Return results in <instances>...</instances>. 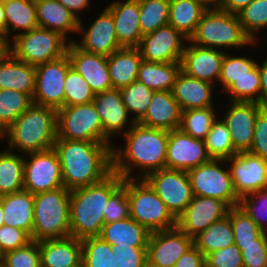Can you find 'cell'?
Wrapping results in <instances>:
<instances>
[{
  "label": "cell",
  "mask_w": 267,
  "mask_h": 267,
  "mask_svg": "<svg viewBox=\"0 0 267 267\" xmlns=\"http://www.w3.org/2000/svg\"><path fill=\"white\" fill-rule=\"evenodd\" d=\"M168 136V130L135 123L123 134L124 147L118 148L115 141L113 143L112 172L123 179H144L148 174L166 168ZM136 169L140 176L133 175Z\"/></svg>",
  "instance_id": "6da1fadb"
},
{
  "label": "cell",
  "mask_w": 267,
  "mask_h": 267,
  "mask_svg": "<svg viewBox=\"0 0 267 267\" xmlns=\"http://www.w3.org/2000/svg\"><path fill=\"white\" fill-rule=\"evenodd\" d=\"M112 143L56 139L53 149L67 190L103 181L112 173Z\"/></svg>",
  "instance_id": "7a4b0ae2"
},
{
  "label": "cell",
  "mask_w": 267,
  "mask_h": 267,
  "mask_svg": "<svg viewBox=\"0 0 267 267\" xmlns=\"http://www.w3.org/2000/svg\"><path fill=\"white\" fill-rule=\"evenodd\" d=\"M122 184L123 178L112 172L99 183L71 190L70 236L80 240L99 236L109 198Z\"/></svg>",
  "instance_id": "3957f363"
},
{
  "label": "cell",
  "mask_w": 267,
  "mask_h": 267,
  "mask_svg": "<svg viewBox=\"0 0 267 267\" xmlns=\"http://www.w3.org/2000/svg\"><path fill=\"white\" fill-rule=\"evenodd\" d=\"M56 138L57 109L35 103L6 129L4 136L6 149L23 155L53 148Z\"/></svg>",
  "instance_id": "277c9868"
},
{
  "label": "cell",
  "mask_w": 267,
  "mask_h": 267,
  "mask_svg": "<svg viewBox=\"0 0 267 267\" xmlns=\"http://www.w3.org/2000/svg\"><path fill=\"white\" fill-rule=\"evenodd\" d=\"M189 42L225 52L256 45L244 32L238 15L222 10L220 7H208L205 10Z\"/></svg>",
  "instance_id": "5b68a950"
},
{
  "label": "cell",
  "mask_w": 267,
  "mask_h": 267,
  "mask_svg": "<svg viewBox=\"0 0 267 267\" xmlns=\"http://www.w3.org/2000/svg\"><path fill=\"white\" fill-rule=\"evenodd\" d=\"M70 194L64 186L34 194L31 240L40 242L70 236Z\"/></svg>",
  "instance_id": "8992f818"
},
{
  "label": "cell",
  "mask_w": 267,
  "mask_h": 267,
  "mask_svg": "<svg viewBox=\"0 0 267 267\" xmlns=\"http://www.w3.org/2000/svg\"><path fill=\"white\" fill-rule=\"evenodd\" d=\"M130 217L152 233L176 227V218L144 179H123Z\"/></svg>",
  "instance_id": "52a82bcc"
},
{
  "label": "cell",
  "mask_w": 267,
  "mask_h": 267,
  "mask_svg": "<svg viewBox=\"0 0 267 267\" xmlns=\"http://www.w3.org/2000/svg\"><path fill=\"white\" fill-rule=\"evenodd\" d=\"M69 41L60 33L37 27L9 42V52L18 60L37 66L67 54Z\"/></svg>",
  "instance_id": "ba28073f"
},
{
  "label": "cell",
  "mask_w": 267,
  "mask_h": 267,
  "mask_svg": "<svg viewBox=\"0 0 267 267\" xmlns=\"http://www.w3.org/2000/svg\"><path fill=\"white\" fill-rule=\"evenodd\" d=\"M56 139L112 143L103 134L102 121L93 102L57 109Z\"/></svg>",
  "instance_id": "9c48e42d"
},
{
  "label": "cell",
  "mask_w": 267,
  "mask_h": 267,
  "mask_svg": "<svg viewBox=\"0 0 267 267\" xmlns=\"http://www.w3.org/2000/svg\"><path fill=\"white\" fill-rule=\"evenodd\" d=\"M187 173L194 196L217 198L226 202L230 207L239 206L240 199L234 191L226 160L211 159L207 163L188 170Z\"/></svg>",
  "instance_id": "30bf717a"
},
{
  "label": "cell",
  "mask_w": 267,
  "mask_h": 267,
  "mask_svg": "<svg viewBox=\"0 0 267 267\" xmlns=\"http://www.w3.org/2000/svg\"><path fill=\"white\" fill-rule=\"evenodd\" d=\"M144 180L177 218L193 199L187 171L163 168L148 174Z\"/></svg>",
  "instance_id": "8fae6325"
},
{
  "label": "cell",
  "mask_w": 267,
  "mask_h": 267,
  "mask_svg": "<svg viewBox=\"0 0 267 267\" xmlns=\"http://www.w3.org/2000/svg\"><path fill=\"white\" fill-rule=\"evenodd\" d=\"M63 186L61 165L53 148L25 154L24 190L38 194Z\"/></svg>",
  "instance_id": "7c38bea8"
},
{
  "label": "cell",
  "mask_w": 267,
  "mask_h": 267,
  "mask_svg": "<svg viewBox=\"0 0 267 267\" xmlns=\"http://www.w3.org/2000/svg\"><path fill=\"white\" fill-rule=\"evenodd\" d=\"M69 56L35 66L33 103L59 109L64 106V84L71 68Z\"/></svg>",
  "instance_id": "4fadbf2b"
},
{
  "label": "cell",
  "mask_w": 267,
  "mask_h": 267,
  "mask_svg": "<svg viewBox=\"0 0 267 267\" xmlns=\"http://www.w3.org/2000/svg\"><path fill=\"white\" fill-rule=\"evenodd\" d=\"M186 41V42H185ZM189 39L167 24L142 36L139 46L143 60L156 63L181 62Z\"/></svg>",
  "instance_id": "5bb4252c"
},
{
  "label": "cell",
  "mask_w": 267,
  "mask_h": 267,
  "mask_svg": "<svg viewBox=\"0 0 267 267\" xmlns=\"http://www.w3.org/2000/svg\"><path fill=\"white\" fill-rule=\"evenodd\" d=\"M230 208L220 199L194 196L186 209L176 218V226L194 238L214 222L225 218Z\"/></svg>",
  "instance_id": "9a60e30c"
},
{
  "label": "cell",
  "mask_w": 267,
  "mask_h": 267,
  "mask_svg": "<svg viewBox=\"0 0 267 267\" xmlns=\"http://www.w3.org/2000/svg\"><path fill=\"white\" fill-rule=\"evenodd\" d=\"M226 162L230 163L232 183L239 199L267 188V160L249 152H239Z\"/></svg>",
  "instance_id": "2e32d148"
},
{
  "label": "cell",
  "mask_w": 267,
  "mask_h": 267,
  "mask_svg": "<svg viewBox=\"0 0 267 267\" xmlns=\"http://www.w3.org/2000/svg\"><path fill=\"white\" fill-rule=\"evenodd\" d=\"M79 20L77 33L81 35V41L71 38L78 48L95 54L110 56L121 49L115 32V24L111 12L105 7L96 19L86 28Z\"/></svg>",
  "instance_id": "e0dca14e"
},
{
  "label": "cell",
  "mask_w": 267,
  "mask_h": 267,
  "mask_svg": "<svg viewBox=\"0 0 267 267\" xmlns=\"http://www.w3.org/2000/svg\"><path fill=\"white\" fill-rule=\"evenodd\" d=\"M189 237L177 226L151 233L147 246L149 267H173L177 260L193 246Z\"/></svg>",
  "instance_id": "ac0fdd59"
},
{
  "label": "cell",
  "mask_w": 267,
  "mask_h": 267,
  "mask_svg": "<svg viewBox=\"0 0 267 267\" xmlns=\"http://www.w3.org/2000/svg\"><path fill=\"white\" fill-rule=\"evenodd\" d=\"M221 118L226 124L238 152H248L254 138L258 113L264 108L256 102L228 101Z\"/></svg>",
  "instance_id": "d6986e66"
},
{
  "label": "cell",
  "mask_w": 267,
  "mask_h": 267,
  "mask_svg": "<svg viewBox=\"0 0 267 267\" xmlns=\"http://www.w3.org/2000/svg\"><path fill=\"white\" fill-rule=\"evenodd\" d=\"M210 160L203 140L189 136L180 128L169 131L166 168L188 171Z\"/></svg>",
  "instance_id": "ffe728a7"
},
{
  "label": "cell",
  "mask_w": 267,
  "mask_h": 267,
  "mask_svg": "<svg viewBox=\"0 0 267 267\" xmlns=\"http://www.w3.org/2000/svg\"><path fill=\"white\" fill-rule=\"evenodd\" d=\"M93 104L101 118L103 125V134L113 143V139L118 134H125L135 122L122 102L119 89L111 88L106 91L95 94Z\"/></svg>",
  "instance_id": "44dd1931"
},
{
  "label": "cell",
  "mask_w": 267,
  "mask_h": 267,
  "mask_svg": "<svg viewBox=\"0 0 267 267\" xmlns=\"http://www.w3.org/2000/svg\"><path fill=\"white\" fill-rule=\"evenodd\" d=\"M225 51L206 48L187 41L181 60V70L188 76L211 84L219 81Z\"/></svg>",
  "instance_id": "7402d4cb"
},
{
  "label": "cell",
  "mask_w": 267,
  "mask_h": 267,
  "mask_svg": "<svg viewBox=\"0 0 267 267\" xmlns=\"http://www.w3.org/2000/svg\"><path fill=\"white\" fill-rule=\"evenodd\" d=\"M67 55L71 66L86 80L95 94L113 88L107 56L86 52L73 42L68 45Z\"/></svg>",
  "instance_id": "603a6c76"
},
{
  "label": "cell",
  "mask_w": 267,
  "mask_h": 267,
  "mask_svg": "<svg viewBox=\"0 0 267 267\" xmlns=\"http://www.w3.org/2000/svg\"><path fill=\"white\" fill-rule=\"evenodd\" d=\"M106 8L113 16L119 45L138 47L143 36L139 25V0H114Z\"/></svg>",
  "instance_id": "cb8c5ba5"
},
{
  "label": "cell",
  "mask_w": 267,
  "mask_h": 267,
  "mask_svg": "<svg viewBox=\"0 0 267 267\" xmlns=\"http://www.w3.org/2000/svg\"><path fill=\"white\" fill-rule=\"evenodd\" d=\"M209 82L190 77L180 70L172 88V94L182 111L214 106L213 89Z\"/></svg>",
  "instance_id": "d4e9b609"
},
{
  "label": "cell",
  "mask_w": 267,
  "mask_h": 267,
  "mask_svg": "<svg viewBox=\"0 0 267 267\" xmlns=\"http://www.w3.org/2000/svg\"><path fill=\"white\" fill-rule=\"evenodd\" d=\"M182 110L172 91H154L146 114L139 124L157 129L174 130L181 124Z\"/></svg>",
  "instance_id": "484cf974"
},
{
  "label": "cell",
  "mask_w": 267,
  "mask_h": 267,
  "mask_svg": "<svg viewBox=\"0 0 267 267\" xmlns=\"http://www.w3.org/2000/svg\"><path fill=\"white\" fill-rule=\"evenodd\" d=\"M41 267H75L82 262L80 239L67 236L38 242Z\"/></svg>",
  "instance_id": "4316f807"
},
{
  "label": "cell",
  "mask_w": 267,
  "mask_h": 267,
  "mask_svg": "<svg viewBox=\"0 0 267 267\" xmlns=\"http://www.w3.org/2000/svg\"><path fill=\"white\" fill-rule=\"evenodd\" d=\"M35 6L39 27L58 32L71 42L68 34H77V17L57 0H35Z\"/></svg>",
  "instance_id": "83f0119b"
},
{
  "label": "cell",
  "mask_w": 267,
  "mask_h": 267,
  "mask_svg": "<svg viewBox=\"0 0 267 267\" xmlns=\"http://www.w3.org/2000/svg\"><path fill=\"white\" fill-rule=\"evenodd\" d=\"M0 200L4 224L20 228L31 236L34 219V194L23 189L12 194L2 195Z\"/></svg>",
  "instance_id": "f1b7e54d"
},
{
  "label": "cell",
  "mask_w": 267,
  "mask_h": 267,
  "mask_svg": "<svg viewBox=\"0 0 267 267\" xmlns=\"http://www.w3.org/2000/svg\"><path fill=\"white\" fill-rule=\"evenodd\" d=\"M151 231L129 217L102 226L99 237L112 245L147 247Z\"/></svg>",
  "instance_id": "f546056e"
},
{
  "label": "cell",
  "mask_w": 267,
  "mask_h": 267,
  "mask_svg": "<svg viewBox=\"0 0 267 267\" xmlns=\"http://www.w3.org/2000/svg\"><path fill=\"white\" fill-rule=\"evenodd\" d=\"M0 89H11L33 97L35 66L15 58L10 52L0 61Z\"/></svg>",
  "instance_id": "4dcf8cb0"
},
{
  "label": "cell",
  "mask_w": 267,
  "mask_h": 267,
  "mask_svg": "<svg viewBox=\"0 0 267 267\" xmlns=\"http://www.w3.org/2000/svg\"><path fill=\"white\" fill-rule=\"evenodd\" d=\"M142 60L137 47H122L110 56H107L112 87L121 89L137 80L138 70Z\"/></svg>",
  "instance_id": "1f68e13d"
},
{
  "label": "cell",
  "mask_w": 267,
  "mask_h": 267,
  "mask_svg": "<svg viewBox=\"0 0 267 267\" xmlns=\"http://www.w3.org/2000/svg\"><path fill=\"white\" fill-rule=\"evenodd\" d=\"M6 18V40L39 27L35 0L3 1ZM13 34H12V32Z\"/></svg>",
  "instance_id": "d6a6232c"
},
{
  "label": "cell",
  "mask_w": 267,
  "mask_h": 267,
  "mask_svg": "<svg viewBox=\"0 0 267 267\" xmlns=\"http://www.w3.org/2000/svg\"><path fill=\"white\" fill-rule=\"evenodd\" d=\"M207 8L201 0H170L168 24L190 39Z\"/></svg>",
  "instance_id": "836d02e7"
},
{
  "label": "cell",
  "mask_w": 267,
  "mask_h": 267,
  "mask_svg": "<svg viewBox=\"0 0 267 267\" xmlns=\"http://www.w3.org/2000/svg\"><path fill=\"white\" fill-rule=\"evenodd\" d=\"M181 62L156 63L142 60L137 80L153 91H172Z\"/></svg>",
  "instance_id": "e575fe53"
},
{
  "label": "cell",
  "mask_w": 267,
  "mask_h": 267,
  "mask_svg": "<svg viewBox=\"0 0 267 267\" xmlns=\"http://www.w3.org/2000/svg\"><path fill=\"white\" fill-rule=\"evenodd\" d=\"M193 244L205 257L234 244V231L230 218L226 216L211 224L193 238Z\"/></svg>",
  "instance_id": "d590c367"
},
{
  "label": "cell",
  "mask_w": 267,
  "mask_h": 267,
  "mask_svg": "<svg viewBox=\"0 0 267 267\" xmlns=\"http://www.w3.org/2000/svg\"><path fill=\"white\" fill-rule=\"evenodd\" d=\"M24 189V156L0 150V196Z\"/></svg>",
  "instance_id": "8d00e7d4"
},
{
  "label": "cell",
  "mask_w": 267,
  "mask_h": 267,
  "mask_svg": "<svg viewBox=\"0 0 267 267\" xmlns=\"http://www.w3.org/2000/svg\"><path fill=\"white\" fill-rule=\"evenodd\" d=\"M220 117L213 123L204 143L211 159L228 160L239 152L234 148L230 132Z\"/></svg>",
  "instance_id": "74e56055"
},
{
  "label": "cell",
  "mask_w": 267,
  "mask_h": 267,
  "mask_svg": "<svg viewBox=\"0 0 267 267\" xmlns=\"http://www.w3.org/2000/svg\"><path fill=\"white\" fill-rule=\"evenodd\" d=\"M214 107L182 111L179 128L189 136L204 141L213 123L218 118Z\"/></svg>",
  "instance_id": "f35d334b"
},
{
  "label": "cell",
  "mask_w": 267,
  "mask_h": 267,
  "mask_svg": "<svg viewBox=\"0 0 267 267\" xmlns=\"http://www.w3.org/2000/svg\"><path fill=\"white\" fill-rule=\"evenodd\" d=\"M170 0H139V25L142 35L168 24Z\"/></svg>",
  "instance_id": "ab89813d"
},
{
  "label": "cell",
  "mask_w": 267,
  "mask_h": 267,
  "mask_svg": "<svg viewBox=\"0 0 267 267\" xmlns=\"http://www.w3.org/2000/svg\"><path fill=\"white\" fill-rule=\"evenodd\" d=\"M119 90L122 102L126 106L130 117L135 123H138L146 114L154 91L139 80H135L127 87ZM131 114H133V116Z\"/></svg>",
  "instance_id": "60d3db41"
},
{
  "label": "cell",
  "mask_w": 267,
  "mask_h": 267,
  "mask_svg": "<svg viewBox=\"0 0 267 267\" xmlns=\"http://www.w3.org/2000/svg\"><path fill=\"white\" fill-rule=\"evenodd\" d=\"M32 104V97L26 93L0 89V123L7 129Z\"/></svg>",
  "instance_id": "b9f144b4"
},
{
  "label": "cell",
  "mask_w": 267,
  "mask_h": 267,
  "mask_svg": "<svg viewBox=\"0 0 267 267\" xmlns=\"http://www.w3.org/2000/svg\"><path fill=\"white\" fill-rule=\"evenodd\" d=\"M232 54L225 52L218 81L222 87V91L224 90L225 92L235 81L248 76L249 71L258 63L252 60V57L245 55L234 56Z\"/></svg>",
  "instance_id": "7bdbcfd3"
},
{
  "label": "cell",
  "mask_w": 267,
  "mask_h": 267,
  "mask_svg": "<svg viewBox=\"0 0 267 267\" xmlns=\"http://www.w3.org/2000/svg\"><path fill=\"white\" fill-rule=\"evenodd\" d=\"M227 216L233 226L235 245L257 244L265 233L239 206L231 207Z\"/></svg>",
  "instance_id": "ee69618b"
},
{
  "label": "cell",
  "mask_w": 267,
  "mask_h": 267,
  "mask_svg": "<svg viewBox=\"0 0 267 267\" xmlns=\"http://www.w3.org/2000/svg\"><path fill=\"white\" fill-rule=\"evenodd\" d=\"M237 15L244 32L257 43L258 34L267 29V0H253Z\"/></svg>",
  "instance_id": "f6af8a7d"
},
{
  "label": "cell",
  "mask_w": 267,
  "mask_h": 267,
  "mask_svg": "<svg viewBox=\"0 0 267 267\" xmlns=\"http://www.w3.org/2000/svg\"><path fill=\"white\" fill-rule=\"evenodd\" d=\"M82 262L86 267H113L114 253L112 246L99 236L81 240Z\"/></svg>",
  "instance_id": "bcb514c9"
},
{
  "label": "cell",
  "mask_w": 267,
  "mask_h": 267,
  "mask_svg": "<svg viewBox=\"0 0 267 267\" xmlns=\"http://www.w3.org/2000/svg\"><path fill=\"white\" fill-rule=\"evenodd\" d=\"M95 93L86 80L71 67L64 84V106H77L92 103Z\"/></svg>",
  "instance_id": "7dc6e473"
},
{
  "label": "cell",
  "mask_w": 267,
  "mask_h": 267,
  "mask_svg": "<svg viewBox=\"0 0 267 267\" xmlns=\"http://www.w3.org/2000/svg\"><path fill=\"white\" fill-rule=\"evenodd\" d=\"M260 73L258 64L249 71V75L235 81L226 91L228 101L256 102L260 104Z\"/></svg>",
  "instance_id": "c3c4849f"
},
{
  "label": "cell",
  "mask_w": 267,
  "mask_h": 267,
  "mask_svg": "<svg viewBox=\"0 0 267 267\" xmlns=\"http://www.w3.org/2000/svg\"><path fill=\"white\" fill-rule=\"evenodd\" d=\"M1 267H41L38 242L32 240L23 247L5 252Z\"/></svg>",
  "instance_id": "681fc988"
},
{
  "label": "cell",
  "mask_w": 267,
  "mask_h": 267,
  "mask_svg": "<svg viewBox=\"0 0 267 267\" xmlns=\"http://www.w3.org/2000/svg\"><path fill=\"white\" fill-rule=\"evenodd\" d=\"M239 207H241L264 232H267V188L242 197L239 202Z\"/></svg>",
  "instance_id": "f907efd6"
},
{
  "label": "cell",
  "mask_w": 267,
  "mask_h": 267,
  "mask_svg": "<svg viewBox=\"0 0 267 267\" xmlns=\"http://www.w3.org/2000/svg\"><path fill=\"white\" fill-rule=\"evenodd\" d=\"M113 267H147V247L112 245Z\"/></svg>",
  "instance_id": "816d5d0a"
},
{
  "label": "cell",
  "mask_w": 267,
  "mask_h": 267,
  "mask_svg": "<svg viewBox=\"0 0 267 267\" xmlns=\"http://www.w3.org/2000/svg\"><path fill=\"white\" fill-rule=\"evenodd\" d=\"M130 217L127 189L122 184L109 198L104 224L120 221Z\"/></svg>",
  "instance_id": "f5cc1de1"
},
{
  "label": "cell",
  "mask_w": 267,
  "mask_h": 267,
  "mask_svg": "<svg viewBox=\"0 0 267 267\" xmlns=\"http://www.w3.org/2000/svg\"><path fill=\"white\" fill-rule=\"evenodd\" d=\"M206 267H244L240 248L232 244L205 257Z\"/></svg>",
  "instance_id": "db71d44e"
},
{
  "label": "cell",
  "mask_w": 267,
  "mask_h": 267,
  "mask_svg": "<svg viewBox=\"0 0 267 267\" xmlns=\"http://www.w3.org/2000/svg\"><path fill=\"white\" fill-rule=\"evenodd\" d=\"M237 246L241 250L244 267H267V232L257 239V244Z\"/></svg>",
  "instance_id": "11a10c76"
},
{
  "label": "cell",
  "mask_w": 267,
  "mask_h": 267,
  "mask_svg": "<svg viewBox=\"0 0 267 267\" xmlns=\"http://www.w3.org/2000/svg\"><path fill=\"white\" fill-rule=\"evenodd\" d=\"M249 153L267 160V107L256 117L254 138Z\"/></svg>",
  "instance_id": "9f6ffc18"
},
{
  "label": "cell",
  "mask_w": 267,
  "mask_h": 267,
  "mask_svg": "<svg viewBox=\"0 0 267 267\" xmlns=\"http://www.w3.org/2000/svg\"><path fill=\"white\" fill-rule=\"evenodd\" d=\"M31 241V236L20 228L9 225L0 227V251L2 254L23 247Z\"/></svg>",
  "instance_id": "6f0895ef"
},
{
  "label": "cell",
  "mask_w": 267,
  "mask_h": 267,
  "mask_svg": "<svg viewBox=\"0 0 267 267\" xmlns=\"http://www.w3.org/2000/svg\"><path fill=\"white\" fill-rule=\"evenodd\" d=\"M173 267H206L205 256L193 245L177 260Z\"/></svg>",
  "instance_id": "680465c9"
},
{
  "label": "cell",
  "mask_w": 267,
  "mask_h": 267,
  "mask_svg": "<svg viewBox=\"0 0 267 267\" xmlns=\"http://www.w3.org/2000/svg\"><path fill=\"white\" fill-rule=\"evenodd\" d=\"M61 3L65 8H67L71 13H73L78 20L80 17L79 13L88 9L91 4V0H57Z\"/></svg>",
  "instance_id": "91938a15"
},
{
  "label": "cell",
  "mask_w": 267,
  "mask_h": 267,
  "mask_svg": "<svg viewBox=\"0 0 267 267\" xmlns=\"http://www.w3.org/2000/svg\"><path fill=\"white\" fill-rule=\"evenodd\" d=\"M263 62L257 63L259 66L261 91H260V105L267 107V59L262 60Z\"/></svg>",
  "instance_id": "94428289"
},
{
  "label": "cell",
  "mask_w": 267,
  "mask_h": 267,
  "mask_svg": "<svg viewBox=\"0 0 267 267\" xmlns=\"http://www.w3.org/2000/svg\"><path fill=\"white\" fill-rule=\"evenodd\" d=\"M253 0H223L219 6L222 10L237 14L244 7L248 6Z\"/></svg>",
  "instance_id": "6125c7cd"
},
{
  "label": "cell",
  "mask_w": 267,
  "mask_h": 267,
  "mask_svg": "<svg viewBox=\"0 0 267 267\" xmlns=\"http://www.w3.org/2000/svg\"><path fill=\"white\" fill-rule=\"evenodd\" d=\"M0 30L4 33L6 38V18L2 0H0Z\"/></svg>",
  "instance_id": "be15d7a7"
},
{
  "label": "cell",
  "mask_w": 267,
  "mask_h": 267,
  "mask_svg": "<svg viewBox=\"0 0 267 267\" xmlns=\"http://www.w3.org/2000/svg\"><path fill=\"white\" fill-rule=\"evenodd\" d=\"M9 52V42L8 41H0V61L4 56Z\"/></svg>",
  "instance_id": "e7e4bbea"
},
{
  "label": "cell",
  "mask_w": 267,
  "mask_h": 267,
  "mask_svg": "<svg viewBox=\"0 0 267 267\" xmlns=\"http://www.w3.org/2000/svg\"><path fill=\"white\" fill-rule=\"evenodd\" d=\"M207 7H219L223 0H201Z\"/></svg>",
  "instance_id": "03108f58"
},
{
  "label": "cell",
  "mask_w": 267,
  "mask_h": 267,
  "mask_svg": "<svg viewBox=\"0 0 267 267\" xmlns=\"http://www.w3.org/2000/svg\"><path fill=\"white\" fill-rule=\"evenodd\" d=\"M5 133H6V128L0 123V142L4 141Z\"/></svg>",
  "instance_id": "003e7915"
},
{
  "label": "cell",
  "mask_w": 267,
  "mask_h": 267,
  "mask_svg": "<svg viewBox=\"0 0 267 267\" xmlns=\"http://www.w3.org/2000/svg\"><path fill=\"white\" fill-rule=\"evenodd\" d=\"M5 225L4 224V220H3V208H2V203H1V200H0V227Z\"/></svg>",
  "instance_id": "a7ac6f4b"
},
{
  "label": "cell",
  "mask_w": 267,
  "mask_h": 267,
  "mask_svg": "<svg viewBox=\"0 0 267 267\" xmlns=\"http://www.w3.org/2000/svg\"><path fill=\"white\" fill-rule=\"evenodd\" d=\"M0 41H7L4 33L0 30Z\"/></svg>",
  "instance_id": "89a4df30"
},
{
  "label": "cell",
  "mask_w": 267,
  "mask_h": 267,
  "mask_svg": "<svg viewBox=\"0 0 267 267\" xmlns=\"http://www.w3.org/2000/svg\"><path fill=\"white\" fill-rule=\"evenodd\" d=\"M75 267H86V265L83 262H80L77 266Z\"/></svg>",
  "instance_id": "2644e50d"
},
{
  "label": "cell",
  "mask_w": 267,
  "mask_h": 267,
  "mask_svg": "<svg viewBox=\"0 0 267 267\" xmlns=\"http://www.w3.org/2000/svg\"><path fill=\"white\" fill-rule=\"evenodd\" d=\"M2 258H3V254H2V252L0 251V261H2Z\"/></svg>",
  "instance_id": "8c879c8a"
}]
</instances>
